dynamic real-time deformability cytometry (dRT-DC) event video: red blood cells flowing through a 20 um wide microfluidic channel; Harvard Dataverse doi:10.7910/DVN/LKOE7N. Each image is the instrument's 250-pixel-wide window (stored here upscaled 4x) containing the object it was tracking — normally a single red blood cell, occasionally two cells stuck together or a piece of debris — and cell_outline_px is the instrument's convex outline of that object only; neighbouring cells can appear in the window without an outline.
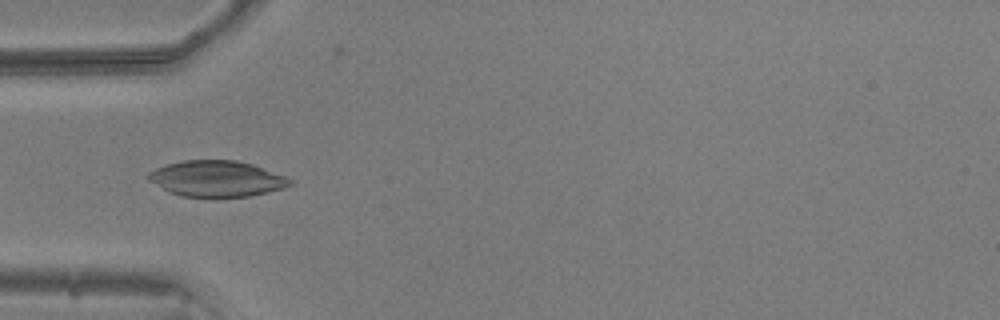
{"species": "common noctule bat (a hibernating species)", "species_latin": "Nyctalus noctula", "temperature_condition": "warm", "stored_images_in_passage": 53, "camera_frame_rate_fps": 3000, "um_per_image_px": 0.085, "animal": {"sex": "male", "body_mass_g": 20.5, "forearm_length_mm": 52.5}, "frame": {"image": 1, "passage_image": 17, "time_ms": 5.333, "image_size_px": [1000, 320], "cell_outline_px": [[292, 184], [284, 188], [268, 192], [248, 196], [180, 196], [168, 192], [148, 180], [144, 176], [148, 172], [156, 168], [168, 164], [184, 160], [236, 160], [252, 164], [284, 176], [292, 180]], "centroid_in_image_um": [18.37, 15.18], "position_along_channel_um": 66.6, "area_um2": 29.48}}
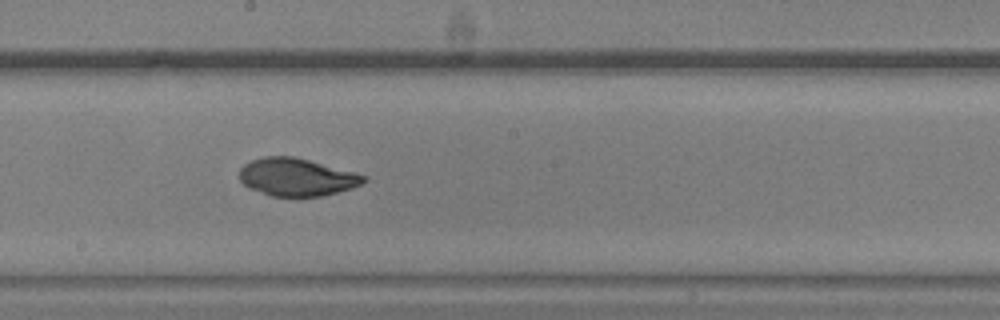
{"frame": {"image": 2, "passage_image": 29, "time_ms": 9.333, "image_size_px": [1000, 320], "cell_outline_px": [[368, 180], [352, 188], [320, 196], [272, 196], [248, 188], [240, 180], [240, 168], [244, 164], [252, 160], [264, 156], [292, 156], [356, 172], [368, 176]], "centroid_in_image_um": [25.23, 15.05], "position_along_channel_um": 223.0, "area_um2": 27.22}}
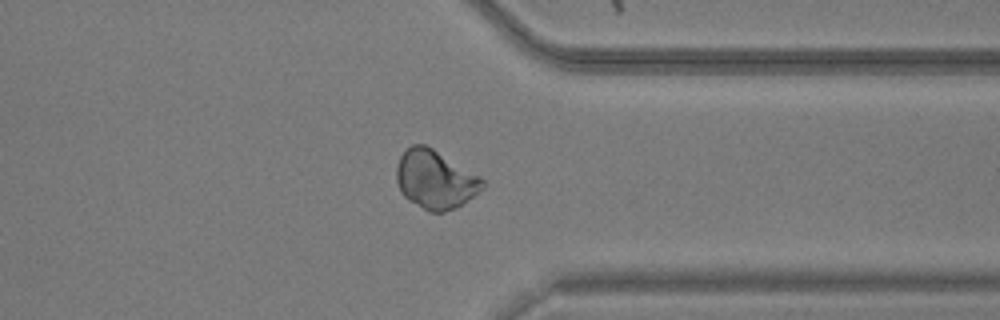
{"frame": {"image": 3, "passage_image": 41, "time_ms": 13.333, "image_size_px": [1000, 320], "cell_outline_px": [[484, 188], [456, 208], [444, 212], [428, 212], [408, 200], [400, 192], [396, 180], [396, 164], [400, 156], [412, 144], [424, 144], [432, 148], [480, 176], [484, 180]], "centroid_in_image_um": [36.97, 15.27], "position_along_channel_um": 374.4, "area_um2": 29.36}, "authors_computed_cell_mechanics": {"area_um2": 27.3972, "velocity_mm_per_s": 3.879, "shape_relaxation_time_tau1_ms": 4.8452, "shape_relaxation_time_tau2_ms": null, "deformation_change_tau1": 0.0787, "deformation_change_tau2": null}}